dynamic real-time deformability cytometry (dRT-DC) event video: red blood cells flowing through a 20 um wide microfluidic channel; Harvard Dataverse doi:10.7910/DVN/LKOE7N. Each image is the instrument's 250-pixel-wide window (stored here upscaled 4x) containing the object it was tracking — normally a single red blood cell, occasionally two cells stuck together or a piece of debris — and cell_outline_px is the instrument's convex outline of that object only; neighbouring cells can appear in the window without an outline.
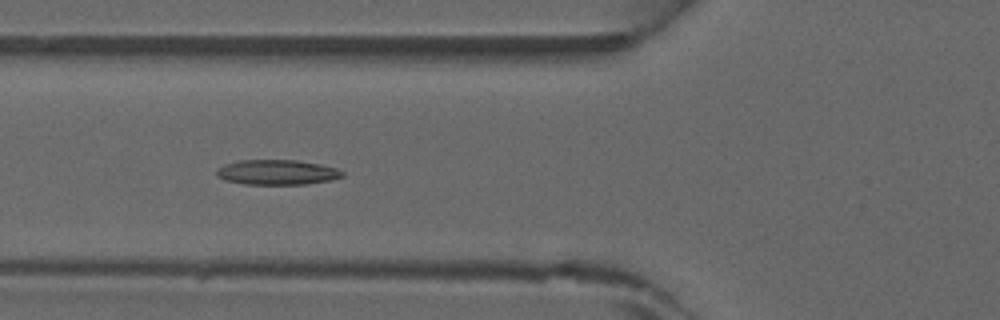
{"species": "common noctule bat (a hibernating species)", "species_latin": "Nyctalus noctula", "temperature_condition": "warm", "stored_images_in_passage": 38, "camera_frame_rate_fps": 3000, "um_per_image_px": 0.085, "animal": {"sex": "male", "forearm_length_mm": 52.5}, "frame": {"image": 1, "passage_image": 10, "time_ms": 3.0, "image_size_px": [1000, 320], "cell_outline_px": [[344, 176], [332, 180], [304, 184], [244, 184], [224, 180], [216, 176], [216, 168], [224, 164], [236, 160], [296, 160], [320, 164], [336, 168], [344, 172]], "centroid_in_image_um": [23.51, 14.64], "position_along_channel_um": 102.3, "area_um2": 18.5}}
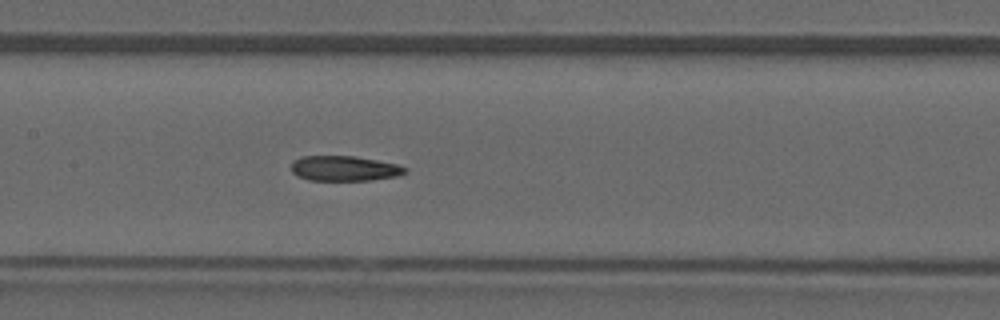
{"frame": {"image": 2, "passage_image": 15, "time_ms": 4.667, "image_size_px": [1000, 320], "cell_outline_px": [[408, 172], [400, 176], [372, 180], [308, 180], [296, 176], [292, 172], [292, 160], [300, 156], [352, 156], [376, 160], [396, 164], [408, 168]], "centroid_in_image_um": [29.27, 14.32], "position_along_channel_um": 178.1, "area_um2": 16.82}}
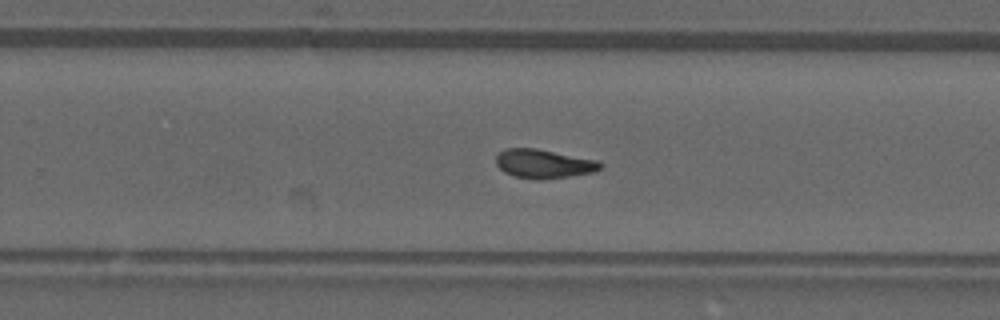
{"frame": {"image": 3, "passage_image": 22, "time_ms": 7.0, "image_size_px": [1000, 320], "cell_outline_px": [[604, 164], [596, 172], [540, 180], [536, 180], [512, 176], [504, 172], [496, 164], [496, 156], [504, 148], [536, 148], [596, 160]], "centroid_in_image_um": [46.19, 13.92], "position_along_channel_um": 283.6, "area_um2": 17.63}}